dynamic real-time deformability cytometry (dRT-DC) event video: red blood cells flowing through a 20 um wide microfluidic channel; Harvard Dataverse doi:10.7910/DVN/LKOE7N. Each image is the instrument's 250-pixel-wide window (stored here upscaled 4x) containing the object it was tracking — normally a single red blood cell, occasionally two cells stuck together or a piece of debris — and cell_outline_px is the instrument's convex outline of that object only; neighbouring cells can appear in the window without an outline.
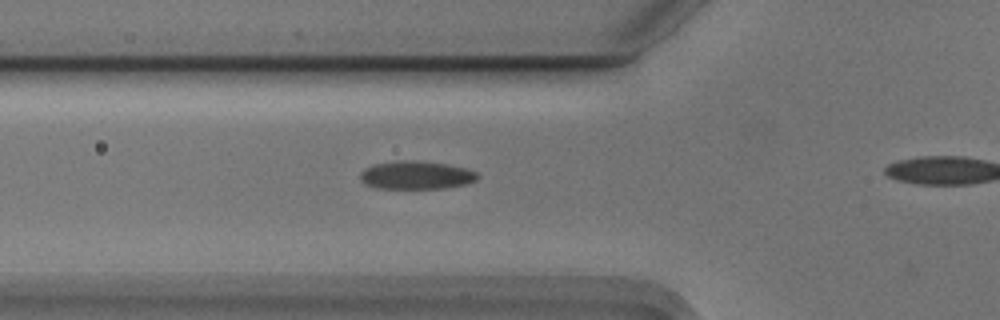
{"species": "Egyptian fruit bat (a non-hibernating species)", "species_latin": "Rousettus aegyptiacus", "temperature_condition": "cold", "stored_images_in_passage": 19, "camera_frame_rate_fps": 3000, "um_per_image_px": 0.085, "animal": {"sex": "male"}, "frame": {"image": 1, "passage_image": 14, "time_ms": 4.333, "image_size_px": [1000, 320], "cell_outline_px": [[480, 176], [476, 180], [464, 184], [444, 188], [376, 188], [364, 184], [360, 180], [360, 172], [364, 168], [376, 164], [396, 160], [416, 160], [448, 164], [464, 168], [476, 172]], "centroid_in_image_um": [35.34, 14.88], "position_along_channel_um": 90.5, "area_um2": 19.31}}